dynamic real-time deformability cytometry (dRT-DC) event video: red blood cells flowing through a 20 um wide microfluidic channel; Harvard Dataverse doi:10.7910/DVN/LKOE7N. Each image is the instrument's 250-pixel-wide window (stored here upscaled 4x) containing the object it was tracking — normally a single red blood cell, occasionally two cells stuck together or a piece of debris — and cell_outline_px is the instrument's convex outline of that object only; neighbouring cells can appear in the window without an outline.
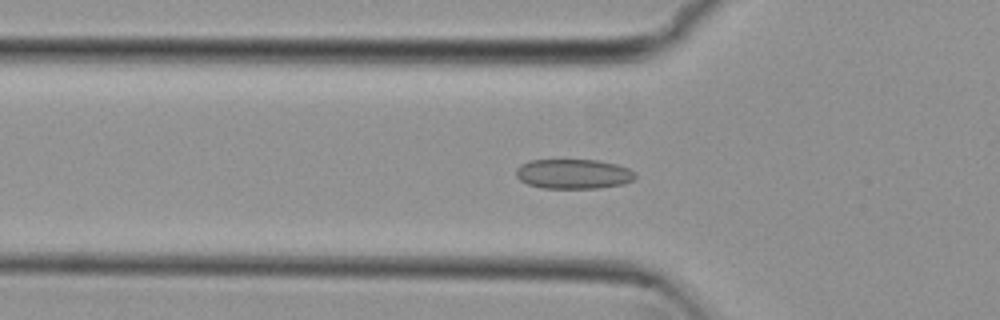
{"species": "common noctule bat (a hibernating species)", "species_latin": "Nyctalus noctula", "temperature_condition": "cold", "stored_images_in_passage": 52, "camera_frame_rate_fps": 3000, "um_per_image_px": 0.085, "animal": {"sex": "female", "body_mass_g": 29.2, "forearm_length_mm": 56.3}, "frame": {"image": 1, "passage_image": 18, "time_ms": 5.667, "image_size_px": [1000, 320], "cell_outline_px": [[636, 176], [632, 180], [624, 184], [600, 188], [544, 188], [528, 184], [520, 180], [516, 176], [516, 168], [520, 164], [532, 160], [596, 160], [616, 164], [628, 168], [636, 172]], "centroid_in_image_um": [48.75, 14.78], "position_along_channel_um": 77.1, "area_um2": 20.69}}
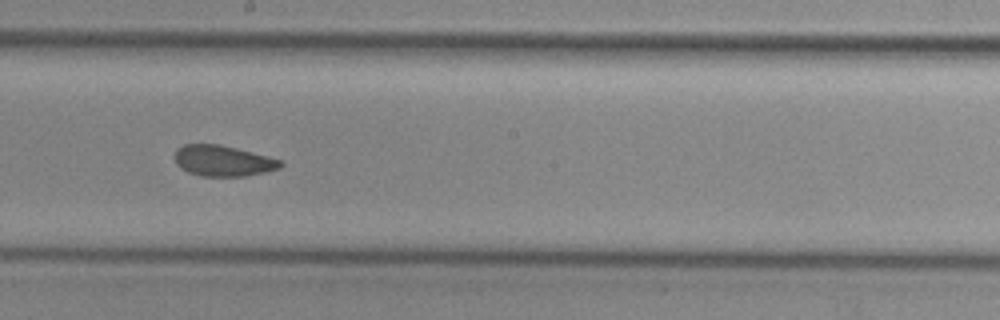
{"frame": {"image": 2, "passage_image": 30, "time_ms": 9.667, "image_size_px": [1000, 320], "cell_outline_px": [[284, 164], [280, 168], [264, 172], [244, 176], [200, 176], [188, 172], [180, 168], [176, 164], [176, 148], [184, 144], [220, 144], [268, 156], [280, 160]], "centroid_in_image_um": [18.94, 13.67], "position_along_channel_um": 229.3, "area_um2": 18.96}}
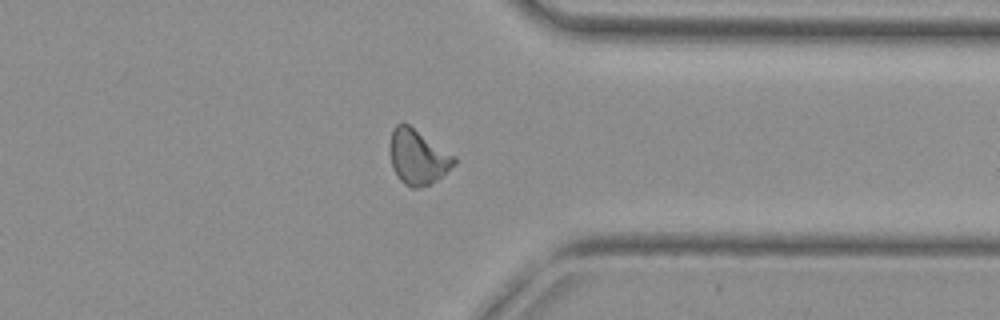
{"frame": {"image": 3, "passage_image": 42, "time_ms": 13.667, "image_size_px": [1000, 320], "cell_outline_px": [[456, 164], [436, 180], [428, 184], [416, 188], [412, 188], [404, 184], [400, 180], [392, 168], [388, 148], [388, 144], [392, 128], [396, 124], [408, 124], [456, 156]], "centroid_in_image_um": [35.48, 13.33], "position_along_channel_um": 375.9, "area_um2": 20.69}}